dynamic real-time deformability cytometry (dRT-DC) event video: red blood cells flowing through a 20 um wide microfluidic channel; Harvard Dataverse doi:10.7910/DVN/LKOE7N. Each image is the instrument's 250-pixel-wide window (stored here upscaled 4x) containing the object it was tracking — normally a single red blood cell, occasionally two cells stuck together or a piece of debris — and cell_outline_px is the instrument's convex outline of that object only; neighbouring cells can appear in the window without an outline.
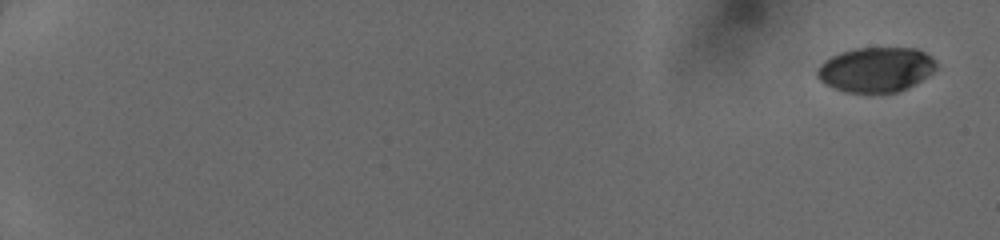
{"species": "human", "species_latin": "Homo sapiens", "temperature_condition": "cold", "stored_images_in_passage": 50, "camera_frame_rate_fps": 3000, "um_per_image_px": 0.085, "donor": {"sex": "female"}, "frame": {"image": 1, "passage_image": 1, "time_ms": 0.0, "image_size_px": [1000, 240], "cell_outline_px": [[936, 68], [928, 76], [908, 88], [896, 92], [844, 92], [832, 88], [824, 84], [816, 76], [816, 68], [824, 60], [840, 52], [856, 48], [916, 48], [932, 56], [936, 60]], "centroid_in_image_um": [74.43, 5.91], "position_along_channel_um": 10.6, "area_um2": 31.33}}
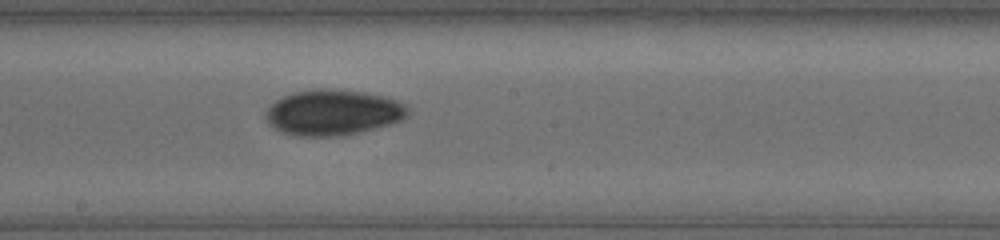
{"frame": {"image": 2, "passage_image": 31, "time_ms": 10.0, "image_size_px": [1000, 240], "cell_outline_px": [[408, 116], [400, 120], [388, 124], [360, 132], [340, 136], [296, 136], [280, 132], [268, 124], [264, 116], [264, 112], [268, 104], [280, 96], [292, 92], [316, 88], [328, 88], [364, 92], [388, 96], [404, 104], [408, 108]], "centroid_in_image_um": [28.22, 9.54], "position_along_channel_um": 220.0, "area_um2": 38.44}}
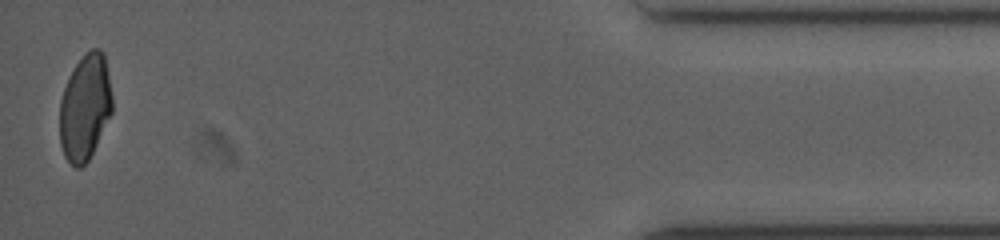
{"frame": {"image": 3, "passage_image": 50, "time_ms": 16.333, "image_size_px": [1000, 240], "cell_outline_px": [[112, 112], [88, 160], [80, 168], [76, 168], [64, 156], [60, 144], [60, 100], [68, 76], [84, 52], [92, 48], [100, 48], [104, 52], [112, 96]], "centroid_in_image_um": [7.22, 9.09], "position_along_channel_um": 428.0, "area_um2": 32.43}}